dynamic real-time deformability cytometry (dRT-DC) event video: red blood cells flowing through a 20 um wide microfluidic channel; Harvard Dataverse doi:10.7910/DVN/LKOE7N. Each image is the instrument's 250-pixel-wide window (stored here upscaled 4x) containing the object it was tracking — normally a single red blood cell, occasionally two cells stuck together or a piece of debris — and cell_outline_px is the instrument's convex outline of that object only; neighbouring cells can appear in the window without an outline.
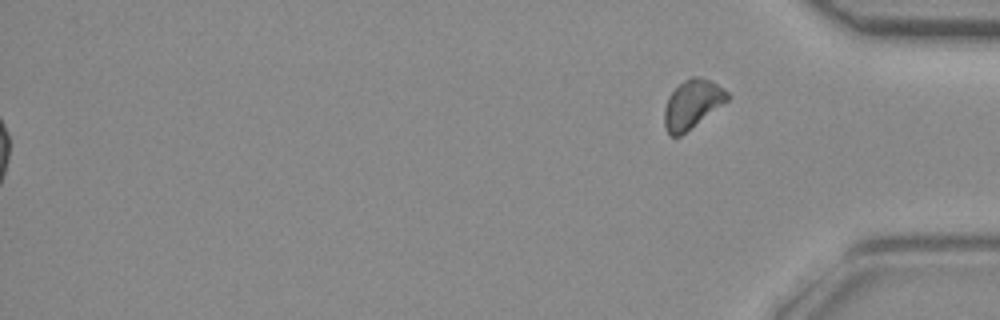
{"species": "common noctule bat (a hibernating species)", "species_latin": "Nyctalus noctula", "temperature_condition": "room temperature", "stored_images_in_passage": 47, "segment_of_instrument_passage": [2, 2], "camera_frame_rate_fps": 3000, "um_per_image_px": 0.085, "animal": {"sex": "female", "body_mass_g": 29.2, "forearm_length_mm": 56.3}, "frame": {"image": 1, "passage_image": 47, "time_ms": 15.333, "image_size_px": [1000, 320], "cell_outline_px": [[732, 96], [728, 100], [680, 136], [672, 136], [668, 132], [664, 124], [664, 108], [668, 96], [684, 80], [692, 76], [696, 76], [712, 80], [724, 88]], "centroid_in_image_um": [58.85, 8.82], "position_along_channel_um": 376.3, "area_um2": 17.74}}